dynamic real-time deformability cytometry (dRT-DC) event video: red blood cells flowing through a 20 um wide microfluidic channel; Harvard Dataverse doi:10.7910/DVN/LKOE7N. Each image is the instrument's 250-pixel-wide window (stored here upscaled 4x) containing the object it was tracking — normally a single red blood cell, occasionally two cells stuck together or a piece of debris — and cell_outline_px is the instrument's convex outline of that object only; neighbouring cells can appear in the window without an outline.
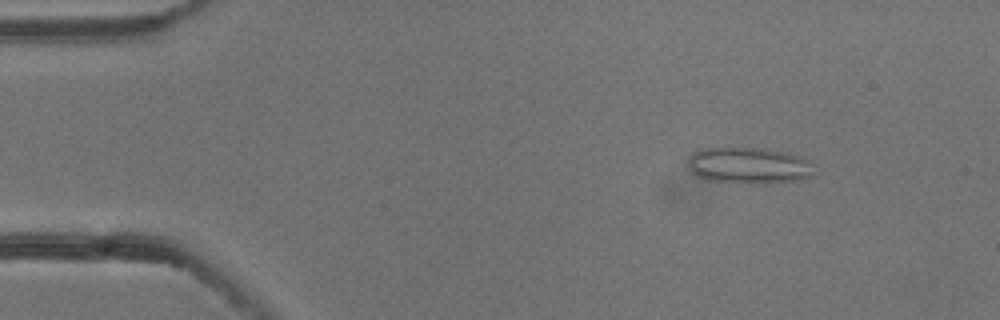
{"species": "common noctule bat (a hibernating species)", "species_latin": "Nyctalus noctula", "temperature_condition": "cold", "stored_images_in_passage": 4, "camera_frame_rate_fps": 3000, "um_per_image_px": 0.085, "animal": {"sex": "male", "body_mass_g": 13.3}, "frame": {"image": 1, "passage_image": 2, "time_ms": 0.333, "image_size_px": [1000, 320], "cell_outline_px": [[812, 176], [800, 180], [708, 180], [696, 176], [692, 172], [692, 156], [696, 152], [704, 148], [764, 148], [784, 152], [808, 160]], "centroid_in_image_um": [63.65, 14.01], "position_along_channel_um": 21.4, "area_um2": 24.68}}